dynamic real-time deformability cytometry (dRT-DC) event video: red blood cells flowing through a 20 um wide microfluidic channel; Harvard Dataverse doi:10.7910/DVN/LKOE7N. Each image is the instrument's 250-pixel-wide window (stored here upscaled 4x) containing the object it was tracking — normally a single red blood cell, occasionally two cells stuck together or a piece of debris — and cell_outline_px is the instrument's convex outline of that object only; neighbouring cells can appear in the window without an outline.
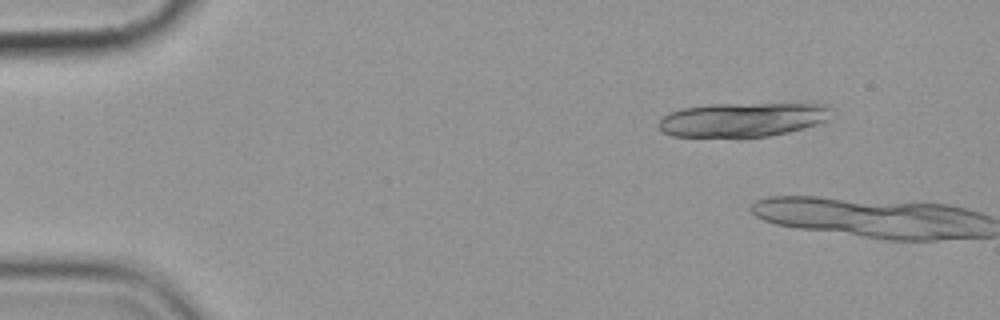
{"species": "common noctule bat (a hibernating species)", "species_latin": "Nyctalus noctula", "temperature_condition": "cold", "stored_images_in_passage": 2, "camera_frame_rate_fps": 3000, "um_per_image_px": 0.085, "animal": {"sex": "female", "body_mass_g": 19.9}, "frame": {"image": 1, "passage_image": 1, "time_ms": 0.0, "image_size_px": [1000, 320], "cell_outline_px": [[832, 108], [828, 120], [804, 128], [788, 132], [768, 136], [740, 140], [736, 140], [672, 136], [664, 132], [660, 128], [660, 120], [664, 116], [680, 108], [712, 104], [824, 104]], "centroid_in_image_um": [63.09, 10.22], "position_along_channel_um": 21.9, "area_um2": 35.32}}